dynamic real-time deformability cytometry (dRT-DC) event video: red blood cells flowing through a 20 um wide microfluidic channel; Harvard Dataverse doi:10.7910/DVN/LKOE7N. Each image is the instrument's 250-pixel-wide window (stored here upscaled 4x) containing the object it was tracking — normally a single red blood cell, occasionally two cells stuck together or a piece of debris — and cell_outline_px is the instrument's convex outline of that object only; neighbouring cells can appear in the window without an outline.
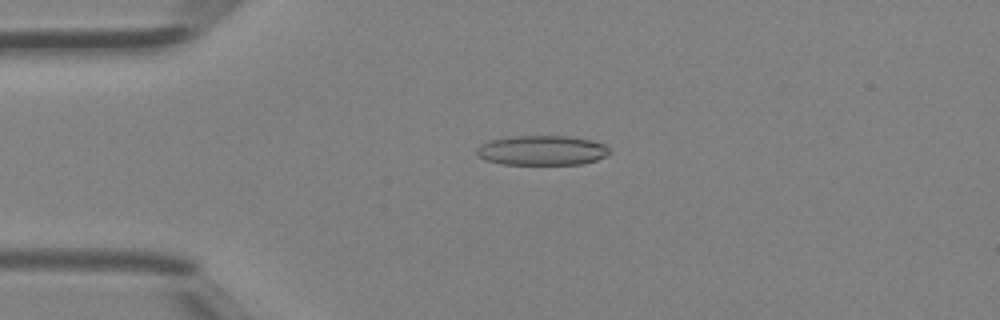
{"species": "Egyptian fruit bat (a non-hibernating species)", "species_latin": "Rousettus aegyptiacus", "temperature_condition": "room temperature", "stored_images_in_passage": 37, "camera_frame_rate_fps": 3000, "um_per_image_px": 0.085, "animal": {"sex": "female"}, "frame": {"image": 1, "passage_image": 8, "time_ms": 2.333, "image_size_px": [1000, 320], "cell_outline_px": [[612, 152], [596, 160], [580, 164], [500, 164], [484, 160], [476, 152], [476, 148], [480, 144], [488, 140], [508, 136], [572, 136], [592, 140], [604, 144]], "centroid_in_image_um": [46.04, 12.77], "position_along_channel_um": 39.0, "area_um2": 23.24}}
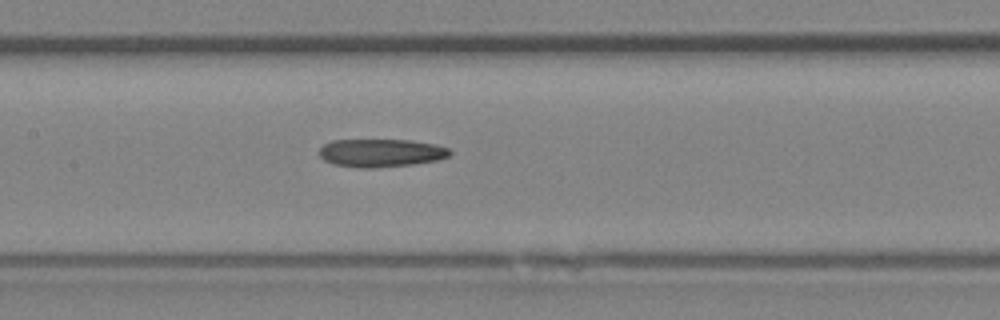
{"frame": {"image": 2, "passage_image": 18, "time_ms": 5.667, "image_size_px": [1000, 320], "cell_outline_px": [[452, 152], [448, 156], [436, 160], [412, 164], [372, 168], [360, 168], [332, 164], [324, 160], [320, 156], [320, 148], [324, 144], [332, 140], [408, 140], [436, 144], [448, 148]], "centroid_in_image_um": [32.36, 12.99], "position_along_channel_um": 175.0, "area_um2": 21.27}}
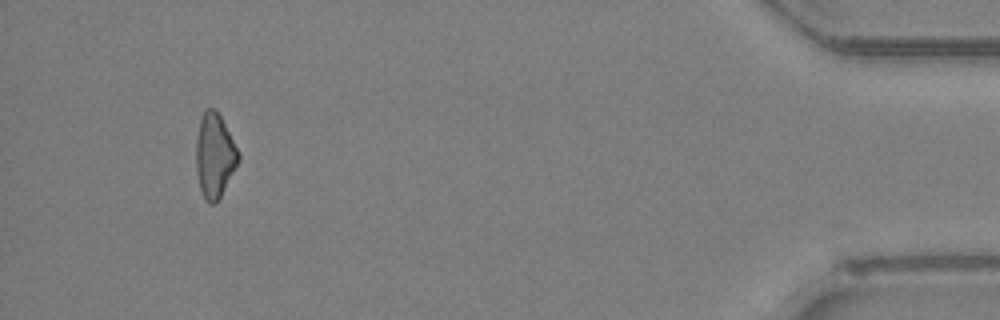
{"frame": {"image": 3, "passage_image": 37, "time_ms": 12.0, "image_size_px": [1000, 320], "cell_outline_px": [[240, 160], [220, 196], [212, 204], [208, 204], [204, 200], [200, 188], [196, 172], [196, 140], [200, 116], [204, 108], [212, 108], [220, 116], [240, 156]], "centroid_in_image_um": [18.21, 13.22], "position_along_channel_um": 417.0, "area_um2": 20.52}}